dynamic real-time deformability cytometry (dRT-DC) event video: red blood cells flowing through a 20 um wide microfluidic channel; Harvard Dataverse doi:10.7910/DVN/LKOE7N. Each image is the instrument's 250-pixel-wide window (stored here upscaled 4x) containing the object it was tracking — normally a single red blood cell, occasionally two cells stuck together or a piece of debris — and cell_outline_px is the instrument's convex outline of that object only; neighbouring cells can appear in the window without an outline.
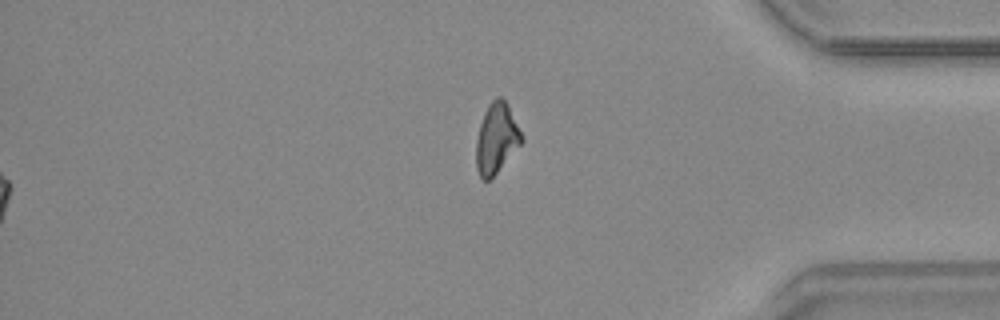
{"species": "common noctule bat (a hibernating species)", "species_latin": "Nyctalus noctula", "temperature_condition": "warm", "stored_images_in_passage": 56, "segment_of_instrument_passage": [2, 2], "camera_frame_rate_fps": 3000, "um_per_image_px": 0.085, "animal": {"sex": "male", "body_mass_g": 20.4}, "frame": {"image": 1, "passage_image": 56, "time_ms": 18.333, "image_size_px": [1000, 320], "cell_outline_px": [[524, 140], [496, 172], [488, 180], [484, 180], [480, 176], [476, 168], [476, 140], [480, 124], [484, 112], [488, 104], [496, 96], [500, 96], [508, 104]], "centroid_in_image_um": [42.18, 11.72], "position_along_channel_um": 393.0, "area_um2": 18.26}}